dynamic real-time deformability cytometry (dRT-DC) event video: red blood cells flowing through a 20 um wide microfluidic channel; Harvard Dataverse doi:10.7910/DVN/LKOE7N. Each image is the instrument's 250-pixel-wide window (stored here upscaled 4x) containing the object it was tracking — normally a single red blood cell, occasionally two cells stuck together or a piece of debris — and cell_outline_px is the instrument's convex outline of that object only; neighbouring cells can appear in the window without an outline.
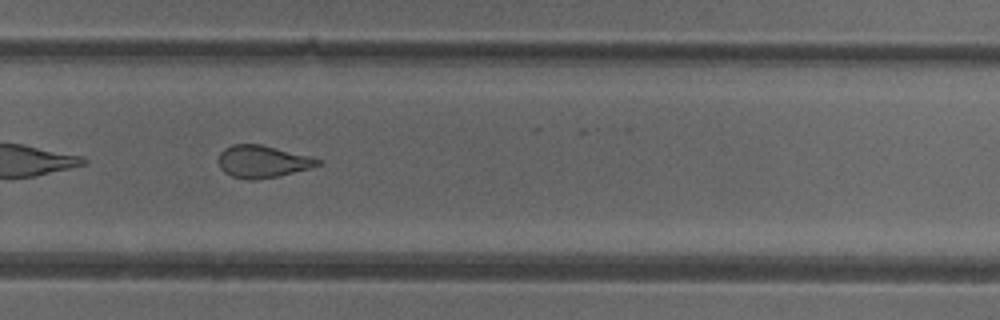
{"species": "common noctule bat (a hibernating species)", "species_latin": "Nyctalus noctula", "temperature_condition": "cold", "stored_images_in_passage": 40, "camera_frame_rate_fps": 3000, "um_per_image_px": 0.085, "animal": {"sex": "female"}, "frame": {"image": 1, "passage_image": 23, "time_ms": 7.333, "image_size_px": [1000, 320], "cell_outline_px": [[320, 164], [308, 168], [276, 176], [256, 180], [248, 180], [232, 176], [224, 172], [220, 168], [216, 160], [220, 152], [224, 148], [232, 144], [260, 144], [308, 156], [320, 160]], "centroid_in_image_um": [22.21, 13.73], "position_along_channel_um": 307.6, "area_um2": 18.44}, "authors_computed_cell_mechanics": {"area_um2": 19.7676, "velocity_mm_per_s": 4.0044, "shape_relaxation_time_tau1_ms": null, "shape_relaxation_time_tau2_ms": 1.661, "deformation_change_tau1": null, "deformation_change_tau2": 0.0963}}